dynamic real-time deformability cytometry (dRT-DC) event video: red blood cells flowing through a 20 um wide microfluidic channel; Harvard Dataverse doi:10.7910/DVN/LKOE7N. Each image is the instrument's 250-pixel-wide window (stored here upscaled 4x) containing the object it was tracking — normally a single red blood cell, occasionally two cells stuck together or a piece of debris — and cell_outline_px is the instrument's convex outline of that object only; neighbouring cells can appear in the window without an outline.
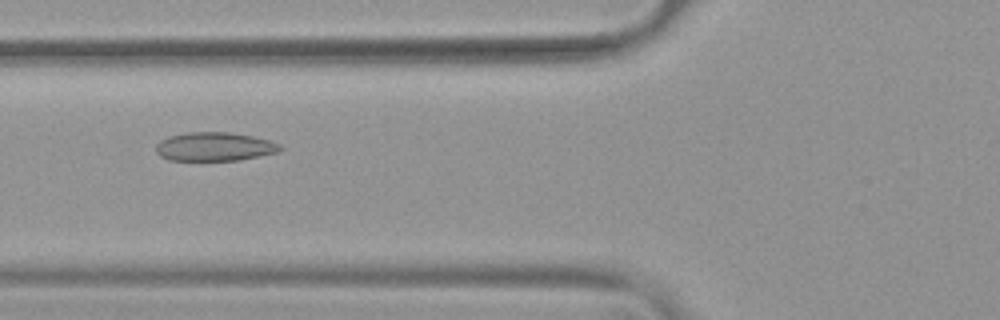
{"species": "common noctule bat (a hibernating species)", "species_latin": "Nyctalus noctula", "temperature_condition": "warm", "stored_images_in_passage": 53, "camera_frame_rate_fps": 3000, "um_per_image_px": 0.085, "animal": {"sex": "female", "body_mass_g": 19.9}, "frame": {"image": 1, "passage_image": 20, "time_ms": 6.333, "image_size_px": [1000, 320], "cell_outline_px": [[284, 148], [280, 152], [240, 160], [168, 160], [160, 156], [156, 152], [156, 144], [160, 140], [168, 136], [188, 132], [232, 132], [252, 136], [268, 140], [280, 144]], "centroid_in_image_um": [18.25, 12.46], "position_along_channel_um": 107.6, "area_um2": 20.98}}
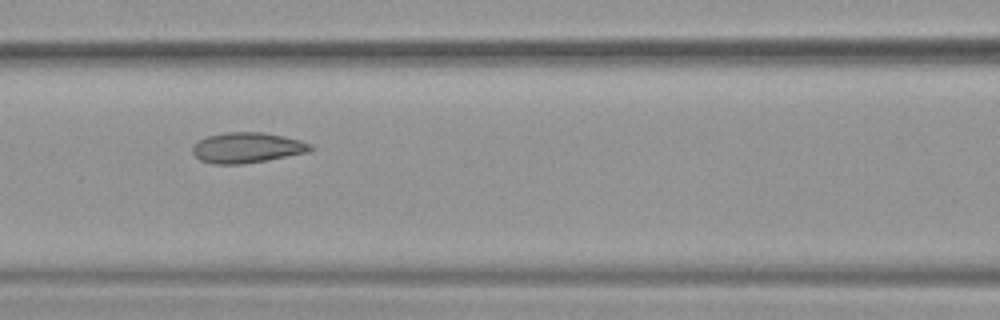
{"frame": {"image": 2, "passage_image": 23, "time_ms": 7.333, "image_size_px": [1000, 320], "cell_outline_px": [[316, 148], [308, 152], [264, 160], [240, 164], [212, 164], [200, 160], [192, 152], [192, 144], [208, 136], [224, 132], [264, 132], [284, 136], [300, 140], [312, 144]], "centroid_in_image_um": [21.0, 12.54], "position_along_channel_um": 145.6, "area_um2": 20.92}}
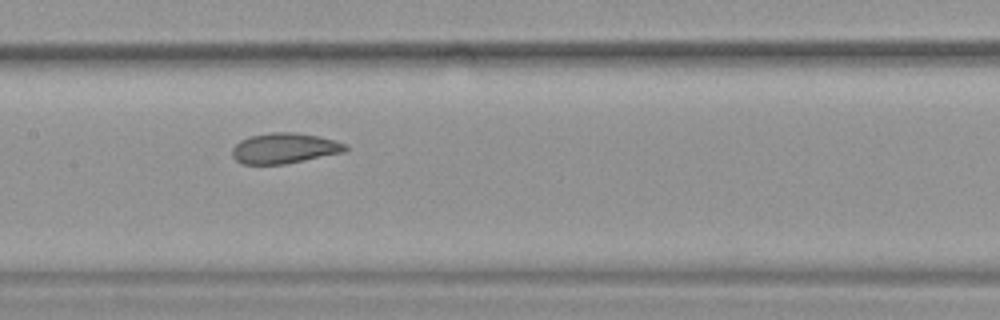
{"frame": {"image": 3, "passage_image": 26, "time_ms": 8.333, "image_size_px": [1000, 320], "cell_outline_px": [[348, 148], [344, 152], [284, 164], [244, 164], [236, 160], [232, 156], [232, 148], [240, 140], [248, 136], [272, 132], [296, 132], [336, 140], [348, 144]], "centroid_in_image_um": [24.17, 12.59], "position_along_channel_um": 183.2, "area_um2": 20.11}, "authors_computed_cell_mechanics": {"area_um2": 22.0796, "velocity_mm_per_s": 3.7789, "shape_relaxation_time_tau1_ms": 8.9551, "shape_relaxation_time_tau2_ms": 1.2468, "deformation_change_tau1": 0.1802, "deformation_change_tau2": 0.0706}}